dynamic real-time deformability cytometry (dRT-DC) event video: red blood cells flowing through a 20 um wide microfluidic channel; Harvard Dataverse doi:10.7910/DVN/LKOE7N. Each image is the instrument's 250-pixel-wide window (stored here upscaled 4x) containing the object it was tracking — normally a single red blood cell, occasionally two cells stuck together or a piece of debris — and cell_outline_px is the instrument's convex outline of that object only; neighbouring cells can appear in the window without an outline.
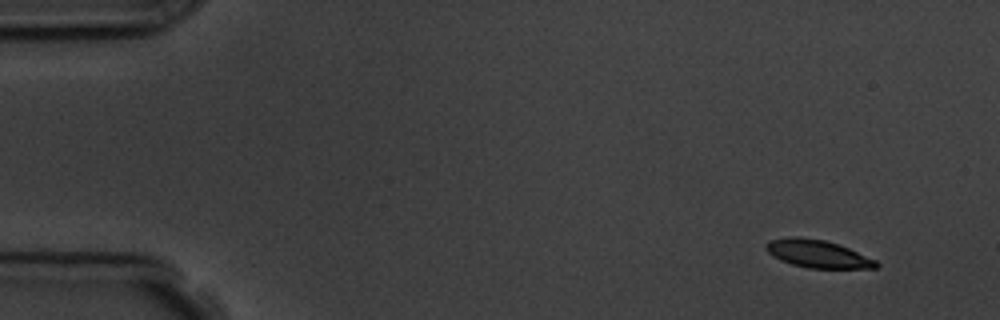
{"species": "common noctule bat (a hibernating species)", "species_latin": "Nyctalus noctula", "temperature_condition": "room temperature", "stored_images_in_passage": 8, "camera_frame_rate_fps": 3000, "um_per_image_px": 0.085, "animal": {"sex": "male", "body_mass_g": 19.5, "forearm_length_mm": 54.6}, "frame": {"image": 1, "passage_image": 1, "time_ms": 0.0, "image_size_px": [1000, 320], "cell_outline_px": [[880, 264], [876, 268], [808, 268], [792, 264], [780, 260], [768, 252], [764, 248], [764, 244], [772, 240], [792, 236], [796, 236], [824, 240], [848, 248], [876, 260]], "centroid_in_image_um": [69.48, 21.58], "position_along_channel_um": 15.5, "area_um2": 17.63}}
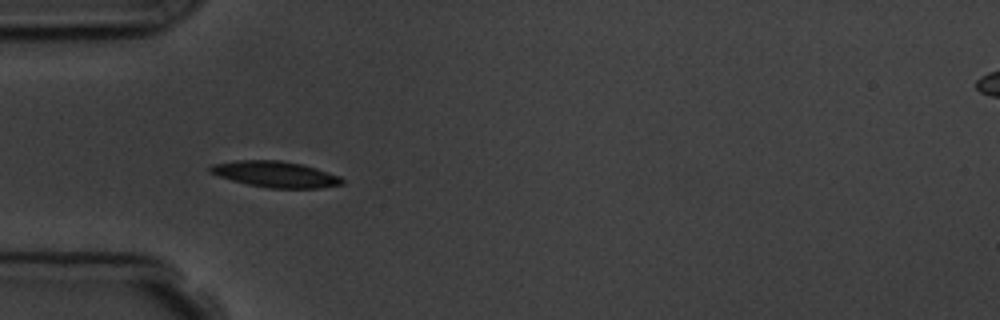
{"frame": {"image": 2, "passage_image": 5, "time_ms": 4.333, "image_size_px": [1000, 320], "cell_outline_px": [[344, 184], [320, 188], [268, 188], [248, 184], [232, 180], [208, 172], [208, 168], [212, 164], [236, 160], [280, 160], [304, 164], [340, 176], [344, 180]], "centroid_in_image_um": [23.42, 14.8], "position_along_channel_um": 61.6, "area_um2": 20.11}}
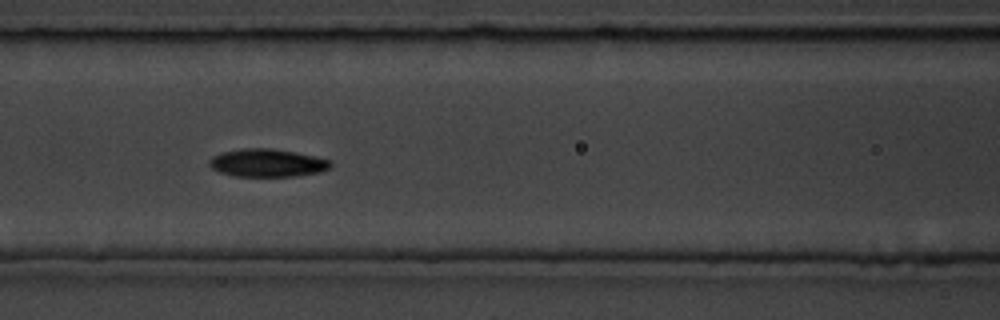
{"frame": {"image": 3, "passage_image": 7, "time_ms": 6.667, "image_size_px": [1000, 320], "cell_outline_px": [[332, 168], [320, 172], [296, 176], [232, 176], [220, 172], [212, 168], [208, 164], [208, 160], [212, 156], [220, 152], [240, 148], [272, 148], [296, 152], [316, 156], [332, 160]], "centroid_in_image_um": [22.73, 13.84], "position_along_channel_um": 143.9, "area_um2": 20.11}}